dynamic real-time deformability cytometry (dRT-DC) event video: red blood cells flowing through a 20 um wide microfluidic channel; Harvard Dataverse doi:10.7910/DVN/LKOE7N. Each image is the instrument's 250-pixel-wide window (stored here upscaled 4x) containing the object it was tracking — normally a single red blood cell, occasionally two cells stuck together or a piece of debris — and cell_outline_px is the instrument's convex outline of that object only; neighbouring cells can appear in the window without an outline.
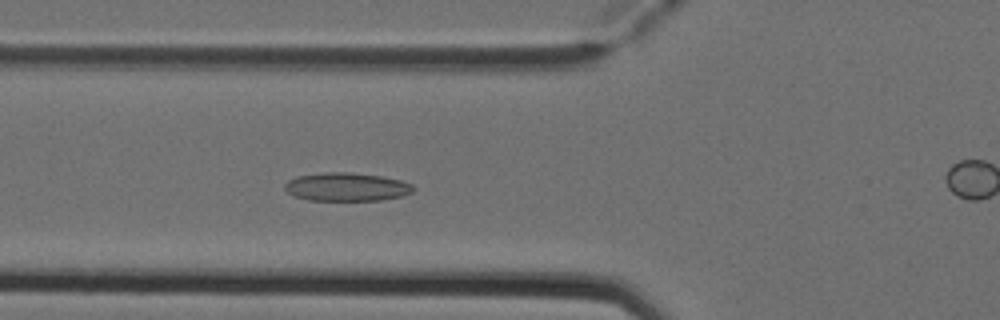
{"species": "Egyptian fruit bat (a non-hibernating species)", "species_latin": "Rousettus aegyptiacus", "temperature_condition": "cold", "stored_images_in_passage": 7, "segment_of_instrument_passage": [1, 2], "camera_frame_rate_fps": 3000, "um_per_image_px": 0.085, "animal": {"sex": "female"}, "frame": {"image": 1, "passage_image": 6, "time_ms": 1.667, "image_size_px": [1000, 320], "cell_outline_px": [[416, 188], [412, 192], [404, 196], [380, 200], [308, 200], [292, 196], [284, 188], [284, 184], [288, 180], [296, 176], [324, 172], [352, 172], [380, 176], [400, 180], [412, 184]], "centroid_in_image_um": [29.45, 15.88], "position_along_channel_um": 96.3, "area_um2": 21.44}}